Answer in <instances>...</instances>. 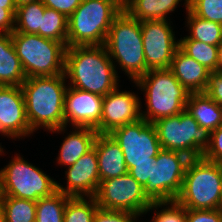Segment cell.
<instances>
[{"label": "cell", "instance_id": "f546056e", "mask_svg": "<svg viewBox=\"0 0 222 222\" xmlns=\"http://www.w3.org/2000/svg\"><path fill=\"white\" fill-rule=\"evenodd\" d=\"M98 207L95 197H70L64 210V222H93Z\"/></svg>", "mask_w": 222, "mask_h": 222}, {"label": "cell", "instance_id": "836d02e7", "mask_svg": "<svg viewBox=\"0 0 222 222\" xmlns=\"http://www.w3.org/2000/svg\"><path fill=\"white\" fill-rule=\"evenodd\" d=\"M202 157L222 165V125L211 131L209 147L205 150Z\"/></svg>", "mask_w": 222, "mask_h": 222}, {"label": "cell", "instance_id": "83f0119b", "mask_svg": "<svg viewBox=\"0 0 222 222\" xmlns=\"http://www.w3.org/2000/svg\"><path fill=\"white\" fill-rule=\"evenodd\" d=\"M179 48L211 72L217 71L218 46L197 40H179Z\"/></svg>", "mask_w": 222, "mask_h": 222}, {"label": "cell", "instance_id": "484cf974", "mask_svg": "<svg viewBox=\"0 0 222 222\" xmlns=\"http://www.w3.org/2000/svg\"><path fill=\"white\" fill-rule=\"evenodd\" d=\"M70 196L60 191L52 195L40 198L36 204L37 222H64V210Z\"/></svg>", "mask_w": 222, "mask_h": 222}, {"label": "cell", "instance_id": "7a4b0ae2", "mask_svg": "<svg viewBox=\"0 0 222 222\" xmlns=\"http://www.w3.org/2000/svg\"><path fill=\"white\" fill-rule=\"evenodd\" d=\"M65 74L26 78L21 85L30 129L64 132Z\"/></svg>", "mask_w": 222, "mask_h": 222}, {"label": "cell", "instance_id": "4dcf8cb0", "mask_svg": "<svg viewBox=\"0 0 222 222\" xmlns=\"http://www.w3.org/2000/svg\"><path fill=\"white\" fill-rule=\"evenodd\" d=\"M158 210V208H162ZM165 206V208H164ZM151 222H187V209L175 201L152 202L150 207L145 210L147 214L150 210H156Z\"/></svg>", "mask_w": 222, "mask_h": 222}, {"label": "cell", "instance_id": "3957f363", "mask_svg": "<svg viewBox=\"0 0 222 222\" xmlns=\"http://www.w3.org/2000/svg\"><path fill=\"white\" fill-rule=\"evenodd\" d=\"M121 0H83L68 17L67 47L104 45Z\"/></svg>", "mask_w": 222, "mask_h": 222}, {"label": "cell", "instance_id": "6da1fadb", "mask_svg": "<svg viewBox=\"0 0 222 222\" xmlns=\"http://www.w3.org/2000/svg\"><path fill=\"white\" fill-rule=\"evenodd\" d=\"M104 45L71 46L65 54L69 86L106 96L118 86L119 76Z\"/></svg>", "mask_w": 222, "mask_h": 222}, {"label": "cell", "instance_id": "d4e9b609", "mask_svg": "<svg viewBox=\"0 0 222 222\" xmlns=\"http://www.w3.org/2000/svg\"><path fill=\"white\" fill-rule=\"evenodd\" d=\"M46 6L41 0L30 2L16 8L14 31L38 34Z\"/></svg>", "mask_w": 222, "mask_h": 222}, {"label": "cell", "instance_id": "5b68a950", "mask_svg": "<svg viewBox=\"0 0 222 222\" xmlns=\"http://www.w3.org/2000/svg\"><path fill=\"white\" fill-rule=\"evenodd\" d=\"M104 46L113 64L117 62L132 81L149 71L144 56L141 22L125 10L114 19Z\"/></svg>", "mask_w": 222, "mask_h": 222}, {"label": "cell", "instance_id": "1f68e13d", "mask_svg": "<svg viewBox=\"0 0 222 222\" xmlns=\"http://www.w3.org/2000/svg\"><path fill=\"white\" fill-rule=\"evenodd\" d=\"M188 9L197 17L222 24V0H188Z\"/></svg>", "mask_w": 222, "mask_h": 222}, {"label": "cell", "instance_id": "277c9868", "mask_svg": "<svg viewBox=\"0 0 222 222\" xmlns=\"http://www.w3.org/2000/svg\"><path fill=\"white\" fill-rule=\"evenodd\" d=\"M134 83L145 94L147 111L141 110V115L147 122L154 123L185 110L190 93L169 69L149 70Z\"/></svg>", "mask_w": 222, "mask_h": 222}, {"label": "cell", "instance_id": "ac0fdd59", "mask_svg": "<svg viewBox=\"0 0 222 222\" xmlns=\"http://www.w3.org/2000/svg\"><path fill=\"white\" fill-rule=\"evenodd\" d=\"M169 70L189 93H203L211 73L192 57L178 48L173 56Z\"/></svg>", "mask_w": 222, "mask_h": 222}, {"label": "cell", "instance_id": "b9f144b4", "mask_svg": "<svg viewBox=\"0 0 222 222\" xmlns=\"http://www.w3.org/2000/svg\"><path fill=\"white\" fill-rule=\"evenodd\" d=\"M34 1H37V0H14V3L17 8V7L23 6L25 4H28V3L34 2Z\"/></svg>", "mask_w": 222, "mask_h": 222}, {"label": "cell", "instance_id": "2e32d148", "mask_svg": "<svg viewBox=\"0 0 222 222\" xmlns=\"http://www.w3.org/2000/svg\"><path fill=\"white\" fill-rule=\"evenodd\" d=\"M32 133L21 86H0V134L15 140Z\"/></svg>", "mask_w": 222, "mask_h": 222}, {"label": "cell", "instance_id": "cb8c5ba5", "mask_svg": "<svg viewBox=\"0 0 222 222\" xmlns=\"http://www.w3.org/2000/svg\"><path fill=\"white\" fill-rule=\"evenodd\" d=\"M186 11L190 35L180 40H197L214 46L222 43V24L197 17L189 9Z\"/></svg>", "mask_w": 222, "mask_h": 222}, {"label": "cell", "instance_id": "f1b7e54d", "mask_svg": "<svg viewBox=\"0 0 222 222\" xmlns=\"http://www.w3.org/2000/svg\"><path fill=\"white\" fill-rule=\"evenodd\" d=\"M67 32L68 18L56 10L46 7L41 28H39V36L67 43Z\"/></svg>", "mask_w": 222, "mask_h": 222}, {"label": "cell", "instance_id": "f6af8a7d", "mask_svg": "<svg viewBox=\"0 0 222 222\" xmlns=\"http://www.w3.org/2000/svg\"><path fill=\"white\" fill-rule=\"evenodd\" d=\"M130 0H121L123 7L129 2Z\"/></svg>", "mask_w": 222, "mask_h": 222}, {"label": "cell", "instance_id": "7402d4cb", "mask_svg": "<svg viewBox=\"0 0 222 222\" xmlns=\"http://www.w3.org/2000/svg\"><path fill=\"white\" fill-rule=\"evenodd\" d=\"M200 127L210 132L222 125V106L203 93H190L185 108Z\"/></svg>", "mask_w": 222, "mask_h": 222}, {"label": "cell", "instance_id": "f35d334b", "mask_svg": "<svg viewBox=\"0 0 222 222\" xmlns=\"http://www.w3.org/2000/svg\"><path fill=\"white\" fill-rule=\"evenodd\" d=\"M152 164L136 165L128 170V173L143 187L151 183Z\"/></svg>", "mask_w": 222, "mask_h": 222}, {"label": "cell", "instance_id": "ee69618b", "mask_svg": "<svg viewBox=\"0 0 222 222\" xmlns=\"http://www.w3.org/2000/svg\"><path fill=\"white\" fill-rule=\"evenodd\" d=\"M2 186H1V178H0V206H1V202H2Z\"/></svg>", "mask_w": 222, "mask_h": 222}, {"label": "cell", "instance_id": "e575fe53", "mask_svg": "<svg viewBox=\"0 0 222 222\" xmlns=\"http://www.w3.org/2000/svg\"><path fill=\"white\" fill-rule=\"evenodd\" d=\"M187 222H222V208L213 210L187 209Z\"/></svg>", "mask_w": 222, "mask_h": 222}, {"label": "cell", "instance_id": "d6a6232c", "mask_svg": "<svg viewBox=\"0 0 222 222\" xmlns=\"http://www.w3.org/2000/svg\"><path fill=\"white\" fill-rule=\"evenodd\" d=\"M138 214L123 210H108L98 207L93 222H135Z\"/></svg>", "mask_w": 222, "mask_h": 222}, {"label": "cell", "instance_id": "d590c367", "mask_svg": "<svg viewBox=\"0 0 222 222\" xmlns=\"http://www.w3.org/2000/svg\"><path fill=\"white\" fill-rule=\"evenodd\" d=\"M204 93L222 106V71H215L209 74L208 84Z\"/></svg>", "mask_w": 222, "mask_h": 222}, {"label": "cell", "instance_id": "9c48e42d", "mask_svg": "<svg viewBox=\"0 0 222 222\" xmlns=\"http://www.w3.org/2000/svg\"><path fill=\"white\" fill-rule=\"evenodd\" d=\"M0 170L3 196L38 201L57 191V181L16 154Z\"/></svg>", "mask_w": 222, "mask_h": 222}, {"label": "cell", "instance_id": "4316f807", "mask_svg": "<svg viewBox=\"0 0 222 222\" xmlns=\"http://www.w3.org/2000/svg\"><path fill=\"white\" fill-rule=\"evenodd\" d=\"M36 201L11 196H2L1 207L6 222H34L36 220Z\"/></svg>", "mask_w": 222, "mask_h": 222}, {"label": "cell", "instance_id": "7c38bea8", "mask_svg": "<svg viewBox=\"0 0 222 222\" xmlns=\"http://www.w3.org/2000/svg\"><path fill=\"white\" fill-rule=\"evenodd\" d=\"M97 205L108 210H123L142 216L152 201L144 187L129 173L100 181L95 194Z\"/></svg>", "mask_w": 222, "mask_h": 222}, {"label": "cell", "instance_id": "30bf717a", "mask_svg": "<svg viewBox=\"0 0 222 222\" xmlns=\"http://www.w3.org/2000/svg\"><path fill=\"white\" fill-rule=\"evenodd\" d=\"M190 159L184 153L162 149L152 162L151 183L144 187L147 197L152 202L175 201Z\"/></svg>", "mask_w": 222, "mask_h": 222}, {"label": "cell", "instance_id": "4fadbf2b", "mask_svg": "<svg viewBox=\"0 0 222 222\" xmlns=\"http://www.w3.org/2000/svg\"><path fill=\"white\" fill-rule=\"evenodd\" d=\"M144 56L148 70L169 69L179 40L168 20L141 22Z\"/></svg>", "mask_w": 222, "mask_h": 222}, {"label": "cell", "instance_id": "74e56055", "mask_svg": "<svg viewBox=\"0 0 222 222\" xmlns=\"http://www.w3.org/2000/svg\"><path fill=\"white\" fill-rule=\"evenodd\" d=\"M16 8L0 6V34H11L15 27Z\"/></svg>", "mask_w": 222, "mask_h": 222}, {"label": "cell", "instance_id": "ab89813d", "mask_svg": "<svg viewBox=\"0 0 222 222\" xmlns=\"http://www.w3.org/2000/svg\"><path fill=\"white\" fill-rule=\"evenodd\" d=\"M2 8H16L14 0H0Z\"/></svg>", "mask_w": 222, "mask_h": 222}, {"label": "cell", "instance_id": "7bdbcfd3", "mask_svg": "<svg viewBox=\"0 0 222 222\" xmlns=\"http://www.w3.org/2000/svg\"><path fill=\"white\" fill-rule=\"evenodd\" d=\"M0 222H6L5 213L1 206H0Z\"/></svg>", "mask_w": 222, "mask_h": 222}, {"label": "cell", "instance_id": "8992f818", "mask_svg": "<svg viewBox=\"0 0 222 222\" xmlns=\"http://www.w3.org/2000/svg\"><path fill=\"white\" fill-rule=\"evenodd\" d=\"M176 201L186 209L222 208V165L203 157L190 159Z\"/></svg>", "mask_w": 222, "mask_h": 222}, {"label": "cell", "instance_id": "bcb514c9", "mask_svg": "<svg viewBox=\"0 0 222 222\" xmlns=\"http://www.w3.org/2000/svg\"><path fill=\"white\" fill-rule=\"evenodd\" d=\"M2 153H3V148H2V146L0 145V155H2Z\"/></svg>", "mask_w": 222, "mask_h": 222}, {"label": "cell", "instance_id": "8fae6325", "mask_svg": "<svg viewBox=\"0 0 222 222\" xmlns=\"http://www.w3.org/2000/svg\"><path fill=\"white\" fill-rule=\"evenodd\" d=\"M120 146L127 169L143 164H152L162 150L153 123L144 119L126 124L109 133Z\"/></svg>", "mask_w": 222, "mask_h": 222}, {"label": "cell", "instance_id": "5bb4252c", "mask_svg": "<svg viewBox=\"0 0 222 222\" xmlns=\"http://www.w3.org/2000/svg\"><path fill=\"white\" fill-rule=\"evenodd\" d=\"M103 96L68 86L64 96V127H89L100 133Z\"/></svg>", "mask_w": 222, "mask_h": 222}, {"label": "cell", "instance_id": "60d3db41", "mask_svg": "<svg viewBox=\"0 0 222 222\" xmlns=\"http://www.w3.org/2000/svg\"><path fill=\"white\" fill-rule=\"evenodd\" d=\"M217 71H222V43L218 46Z\"/></svg>", "mask_w": 222, "mask_h": 222}, {"label": "cell", "instance_id": "ffe728a7", "mask_svg": "<svg viewBox=\"0 0 222 222\" xmlns=\"http://www.w3.org/2000/svg\"><path fill=\"white\" fill-rule=\"evenodd\" d=\"M72 131L61 144L57 161L60 165L70 166L90 151L96 139L98 132L89 127H74Z\"/></svg>", "mask_w": 222, "mask_h": 222}, {"label": "cell", "instance_id": "603a6c76", "mask_svg": "<svg viewBox=\"0 0 222 222\" xmlns=\"http://www.w3.org/2000/svg\"><path fill=\"white\" fill-rule=\"evenodd\" d=\"M182 0H130L123 8L134 19L140 22L166 19L167 14L175 11ZM188 9V0H184Z\"/></svg>", "mask_w": 222, "mask_h": 222}, {"label": "cell", "instance_id": "d6986e66", "mask_svg": "<svg viewBox=\"0 0 222 222\" xmlns=\"http://www.w3.org/2000/svg\"><path fill=\"white\" fill-rule=\"evenodd\" d=\"M93 147L97 152L100 181L128 173L124 154L110 134L98 133Z\"/></svg>", "mask_w": 222, "mask_h": 222}, {"label": "cell", "instance_id": "ba28073f", "mask_svg": "<svg viewBox=\"0 0 222 222\" xmlns=\"http://www.w3.org/2000/svg\"><path fill=\"white\" fill-rule=\"evenodd\" d=\"M162 149L178 151L199 158L209 147L211 132L196 122L185 109L178 115L161 118L153 123Z\"/></svg>", "mask_w": 222, "mask_h": 222}, {"label": "cell", "instance_id": "8d00e7d4", "mask_svg": "<svg viewBox=\"0 0 222 222\" xmlns=\"http://www.w3.org/2000/svg\"><path fill=\"white\" fill-rule=\"evenodd\" d=\"M42 3L62 14L67 18L75 11L83 0H41Z\"/></svg>", "mask_w": 222, "mask_h": 222}, {"label": "cell", "instance_id": "44dd1931", "mask_svg": "<svg viewBox=\"0 0 222 222\" xmlns=\"http://www.w3.org/2000/svg\"><path fill=\"white\" fill-rule=\"evenodd\" d=\"M25 80L11 34H0V86H21Z\"/></svg>", "mask_w": 222, "mask_h": 222}, {"label": "cell", "instance_id": "52a82bcc", "mask_svg": "<svg viewBox=\"0 0 222 222\" xmlns=\"http://www.w3.org/2000/svg\"><path fill=\"white\" fill-rule=\"evenodd\" d=\"M11 39L26 78L64 74L67 43L15 31Z\"/></svg>", "mask_w": 222, "mask_h": 222}, {"label": "cell", "instance_id": "e0dca14e", "mask_svg": "<svg viewBox=\"0 0 222 222\" xmlns=\"http://www.w3.org/2000/svg\"><path fill=\"white\" fill-rule=\"evenodd\" d=\"M67 187L57 183V190L70 197H94L100 185L96 149L79 158L65 171Z\"/></svg>", "mask_w": 222, "mask_h": 222}, {"label": "cell", "instance_id": "9a60e30c", "mask_svg": "<svg viewBox=\"0 0 222 222\" xmlns=\"http://www.w3.org/2000/svg\"><path fill=\"white\" fill-rule=\"evenodd\" d=\"M118 88L103 98L101 134H109L116 128L142 119L139 97L134 92L119 91Z\"/></svg>", "mask_w": 222, "mask_h": 222}]
</instances>
